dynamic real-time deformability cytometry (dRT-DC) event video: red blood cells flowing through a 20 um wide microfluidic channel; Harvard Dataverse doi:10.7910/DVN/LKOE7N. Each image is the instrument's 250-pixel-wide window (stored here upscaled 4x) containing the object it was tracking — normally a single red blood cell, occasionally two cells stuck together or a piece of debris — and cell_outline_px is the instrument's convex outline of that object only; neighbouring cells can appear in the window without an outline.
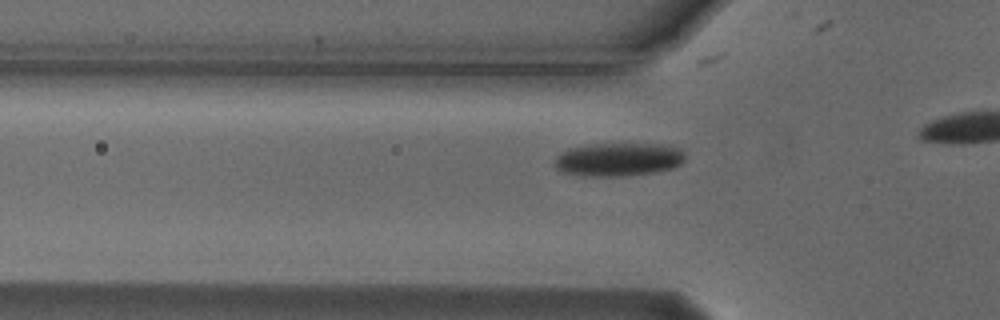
{"species": "Egyptian fruit bat (a non-hibernating species)", "species_latin": "Rousettus aegyptiacus", "temperature_condition": "cold", "stored_images_in_passage": 15, "camera_frame_rate_fps": 3000, "um_per_image_px": 0.085, "animal": {"sex": "male"}, "frame": {"image": 1, "passage_image": 9, "time_ms": 2.667, "image_size_px": [1000, 320], "cell_outline_px": [[684, 160], [680, 164], [672, 168], [656, 172], [624, 176], [580, 176], [560, 172], [552, 164], [556, 156], [560, 152], [568, 148], [592, 144], [668, 144], [680, 148], [684, 152]], "centroid_in_image_um": [52.52, 13.55], "position_along_channel_um": 73.3, "area_um2": 25.84}}
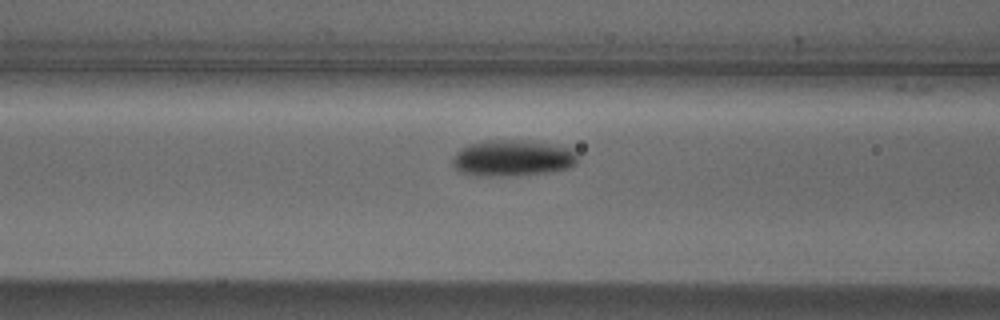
{"frame": {"image": 2, "passage_image": 13, "time_ms": 4.0, "image_size_px": [1000, 320], "cell_outline_px": [[576, 164], [568, 168], [548, 172], [520, 176], [480, 176], [456, 172], [452, 164], [452, 156], [460, 148], [468, 144], [488, 140], [528, 140], [572, 148], [576, 156]], "centroid_in_image_um": [43.51, 13.45], "position_along_channel_um": 123.1, "area_um2": 26.88}}